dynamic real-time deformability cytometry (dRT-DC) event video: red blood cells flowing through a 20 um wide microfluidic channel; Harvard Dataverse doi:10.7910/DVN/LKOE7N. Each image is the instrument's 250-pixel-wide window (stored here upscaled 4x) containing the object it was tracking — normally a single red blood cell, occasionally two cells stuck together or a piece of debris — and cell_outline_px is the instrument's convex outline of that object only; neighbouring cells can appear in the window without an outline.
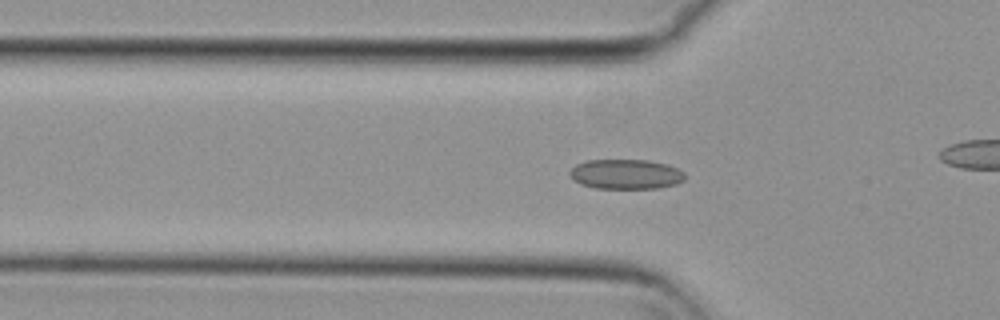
{"species": "common noctule bat (a hibernating species)", "species_latin": "Nyctalus noctula", "temperature_condition": "cold", "stored_images_in_passage": 56, "camera_frame_rate_fps": 3000, "um_per_image_px": 0.085, "animal": {"sex": "female", "body_mass_g": 29.2, "forearm_length_mm": 56.3}, "frame": {"image": 1, "passage_image": 18, "time_ms": 5.667, "image_size_px": [1000, 320], "cell_outline_px": [[684, 180], [676, 184], [660, 188], [596, 188], [580, 184], [572, 180], [568, 176], [568, 172], [576, 164], [584, 160], [648, 160], [668, 164], [684, 172]], "centroid_in_image_um": [53.16, 14.8], "position_along_channel_um": 72.6, "area_um2": 20.23}}
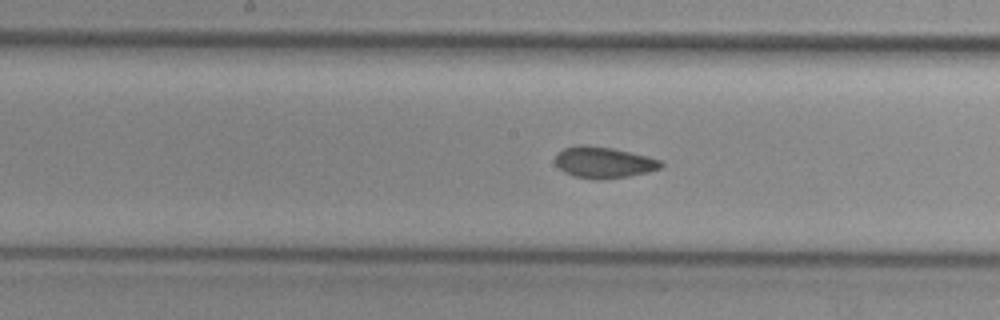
{"frame": {"image": 2, "passage_image": 28, "time_ms": 9.0, "image_size_px": [1000, 320], "cell_outline_px": [[664, 164], [660, 168], [648, 172], [628, 176], [604, 180], [596, 180], [572, 176], [564, 172], [556, 164], [556, 152], [564, 148], [576, 144], [588, 144], [612, 148], [648, 156], [660, 160]], "centroid_in_image_um": [51.28, 13.8], "position_along_channel_um": 196.9, "area_um2": 19.54}}
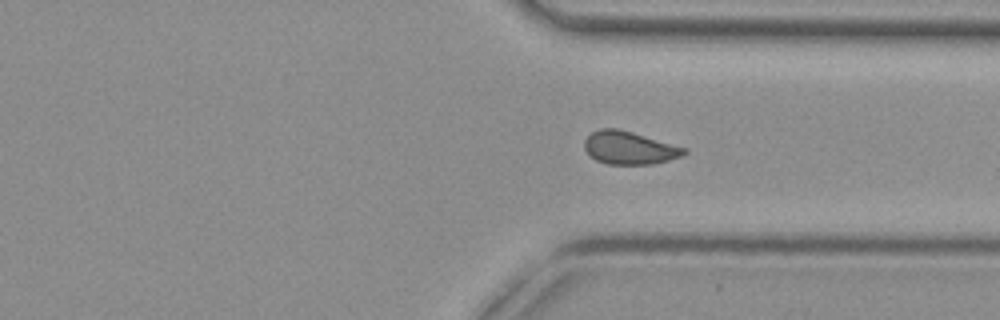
{"frame": {"image": 3, "passage_image": 41, "time_ms": 13.333, "image_size_px": [1000, 320], "cell_outline_px": [[688, 152], [680, 156], [668, 160], [652, 164], [608, 164], [596, 160], [584, 148], [584, 140], [592, 132], [600, 128], [616, 128], [632, 132], [688, 148]], "centroid_in_image_um": [53.5, 12.56], "position_along_channel_um": 357.9, "area_um2": 19.02}, "authors_computed_cell_mechanics": {"area_um2": 19.4497, "velocity_mm_per_s": 3.7144, "shape_relaxation_time_tau1_ms": null, "shape_relaxation_time_tau2_ms": 1.3919, "deformation_change_tau1": null, "deformation_change_tau2": 0.0739}}